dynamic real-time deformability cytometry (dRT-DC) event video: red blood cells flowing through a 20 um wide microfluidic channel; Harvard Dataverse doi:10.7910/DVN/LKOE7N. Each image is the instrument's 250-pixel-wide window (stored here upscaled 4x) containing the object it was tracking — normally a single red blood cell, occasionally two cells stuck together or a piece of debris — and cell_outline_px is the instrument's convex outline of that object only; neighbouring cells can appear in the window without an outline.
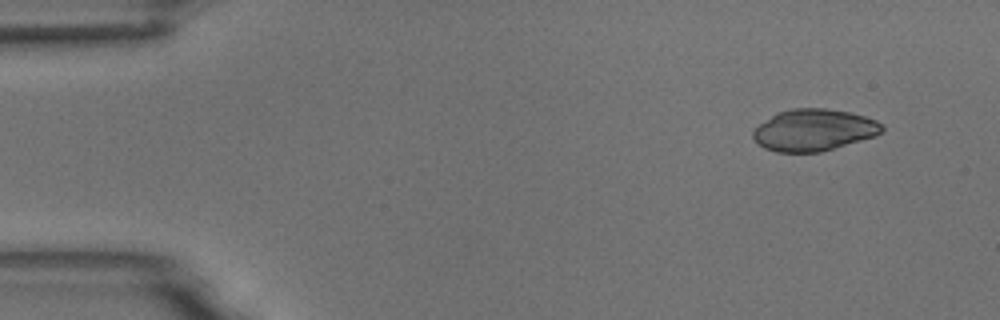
{"species": "common noctule bat (a hibernating species)", "species_latin": "Nyctalus noctula", "temperature_condition": "room temperature", "stored_images_in_passage": 5, "segment_of_instrument_passage": [1, 2], "camera_frame_rate_fps": 3000, "um_per_image_px": 0.085, "animal": {"sex": "male", "body_mass_g": 18.8}, "frame": {"image": 1, "passage_image": 1, "time_ms": 0.0, "image_size_px": [1000, 320], "cell_outline_px": [[884, 128], [876, 136], [820, 152], [776, 152], [764, 148], [752, 140], [752, 132], [760, 124], [776, 112], [792, 108], [824, 108], [848, 112], [864, 116], [876, 120], [884, 124]], "centroid_in_image_um": [69.16, 11.05], "position_along_channel_um": 15.8, "area_um2": 31.44}}